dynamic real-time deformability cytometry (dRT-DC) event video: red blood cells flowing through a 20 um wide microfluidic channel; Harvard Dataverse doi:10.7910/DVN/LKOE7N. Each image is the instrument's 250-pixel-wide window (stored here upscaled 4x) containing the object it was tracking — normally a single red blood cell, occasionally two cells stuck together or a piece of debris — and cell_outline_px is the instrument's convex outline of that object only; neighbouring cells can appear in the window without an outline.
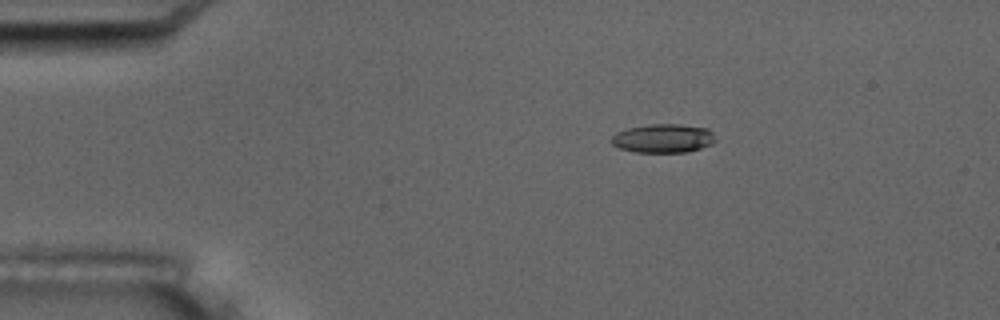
{"species": "common noctule bat (a hibernating species)", "species_latin": "Nyctalus noctula", "temperature_condition": "room temperature", "stored_images_in_passage": 4, "camera_frame_rate_fps": 3000, "um_per_image_px": 0.085, "animal": {"sex": "male", "body_mass_g": 17.5, "forearm_length_mm": 52.3}, "frame": {"image": 1, "passage_image": 2, "time_ms": 1.333, "image_size_px": [1000, 320], "cell_outline_px": [[716, 140], [712, 144], [688, 152], [636, 152], [620, 148], [612, 144], [612, 136], [616, 132], [628, 128], [652, 124], [680, 124], [708, 128], [712, 132]], "centroid_in_image_um": [56.39, 11.76], "position_along_channel_um": 28.6, "area_um2": 17.4}}